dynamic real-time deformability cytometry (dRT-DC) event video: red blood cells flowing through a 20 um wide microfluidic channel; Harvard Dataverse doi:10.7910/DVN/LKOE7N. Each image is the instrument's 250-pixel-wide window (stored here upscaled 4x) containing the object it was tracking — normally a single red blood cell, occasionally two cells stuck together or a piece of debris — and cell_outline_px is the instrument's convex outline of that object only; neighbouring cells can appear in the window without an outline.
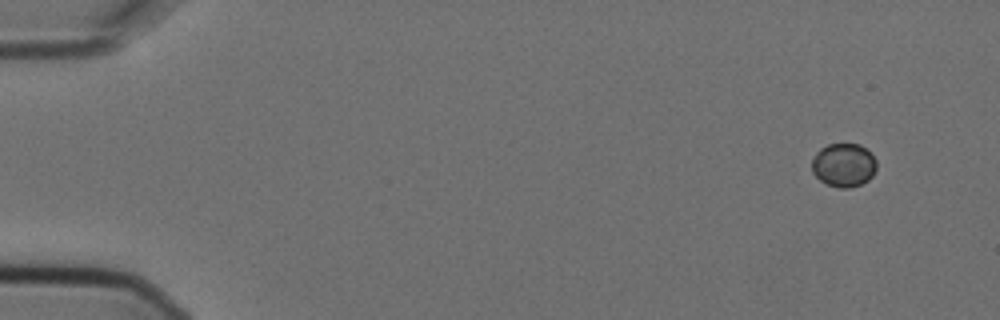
{"species": "Egyptian fruit bat (a non-hibernating species)", "species_latin": "Rousettus aegyptiacus", "temperature_condition": "cold", "stored_images_in_passage": 13, "camera_frame_rate_fps": 3000, "um_per_image_px": 0.085, "animal": {"sex": "female"}, "frame": {"image": 1, "passage_image": 1, "time_ms": 0.0, "image_size_px": [1000, 320], "cell_outline_px": [[876, 168], [872, 176], [868, 180], [860, 184], [848, 188], [840, 188], [828, 184], [820, 180], [812, 172], [812, 160], [816, 152], [820, 148], [828, 144], [860, 144], [876, 160]], "centroid_in_image_um": [71.69, 14.03], "position_along_channel_um": 13.3, "area_um2": 16.3}}
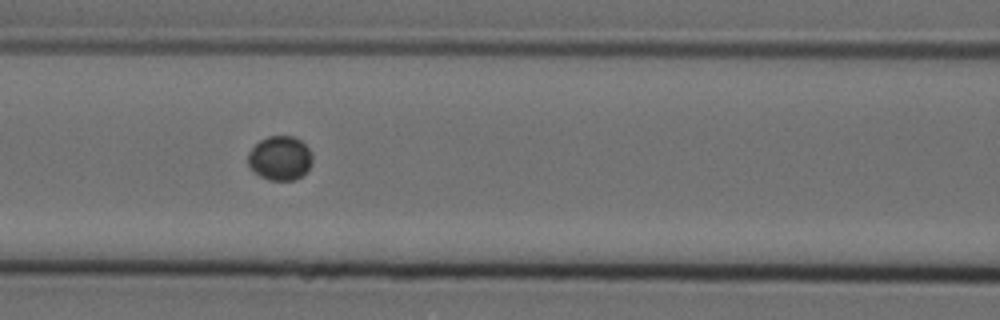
{"frame": {"image": 2, "passage_image": 6, "time_ms": 1.667, "image_size_px": [1000, 320], "cell_outline_px": [[312, 164], [300, 176], [292, 180], [268, 180], [260, 176], [248, 164], [248, 152], [260, 140], [268, 136], [292, 136], [300, 140], [308, 148], [312, 156]], "centroid_in_image_um": [23.79, 13.43], "position_along_channel_um": 142.8, "area_um2": 16.36}}